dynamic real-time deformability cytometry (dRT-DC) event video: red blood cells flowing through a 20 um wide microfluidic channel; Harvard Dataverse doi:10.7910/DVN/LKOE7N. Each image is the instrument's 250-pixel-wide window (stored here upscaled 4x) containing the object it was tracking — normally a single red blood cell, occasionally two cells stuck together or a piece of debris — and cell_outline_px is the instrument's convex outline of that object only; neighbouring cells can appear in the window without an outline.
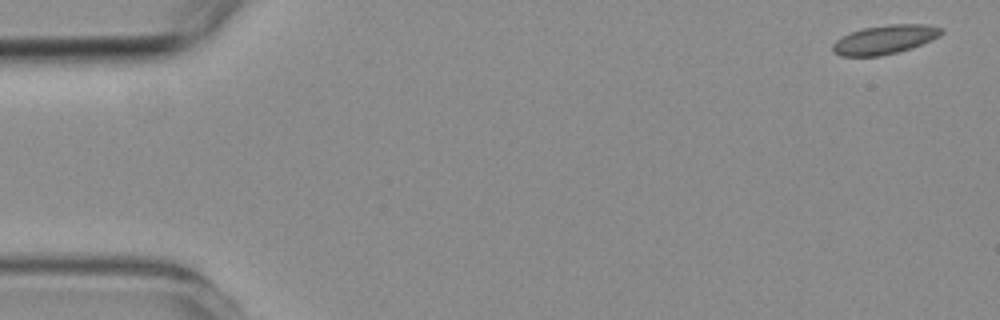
{"species": "common noctule bat (a hibernating species)", "species_latin": "Nyctalus noctula", "temperature_condition": "room temperature", "stored_images_in_passage": 5, "camera_frame_rate_fps": 3000, "um_per_image_px": 0.085, "animal": {"sex": "female", "body_mass_g": 19.3, "forearm_length_mm": 54.1}, "frame": {"image": 1, "passage_image": 1, "time_ms": 0.0, "image_size_px": [1000, 320], "cell_outline_px": [[944, 32], [940, 36], [932, 40], [912, 48], [880, 56], [840, 56], [832, 52], [832, 44], [836, 40], [852, 32], [864, 28], [892, 24], [924, 24], [944, 28]], "centroid_in_image_um": [75.23, 3.37], "position_along_channel_um": 9.8, "area_um2": 18.32}}
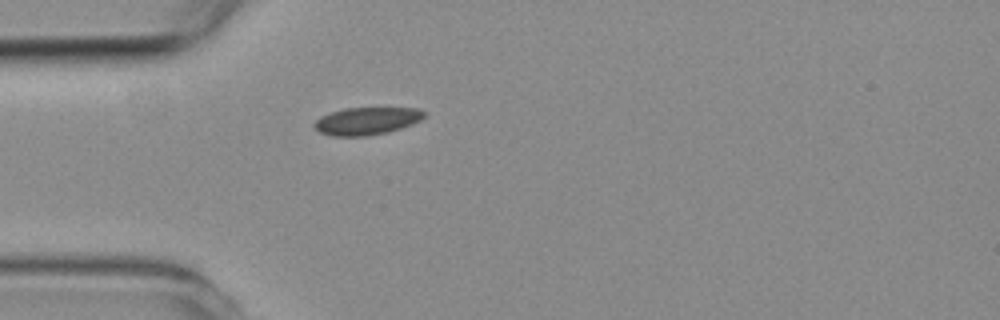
{"frame": {"image": 2, "passage_image": 5, "time_ms": 4.333, "image_size_px": [1000, 320], "cell_outline_px": [[424, 116], [420, 120], [412, 124], [388, 132], [364, 136], [332, 136], [320, 132], [312, 128], [312, 124], [320, 116], [344, 108], [416, 108], [424, 112]], "centroid_in_image_um": [31.11, 10.29], "position_along_channel_um": 53.9, "area_um2": 17.57}}